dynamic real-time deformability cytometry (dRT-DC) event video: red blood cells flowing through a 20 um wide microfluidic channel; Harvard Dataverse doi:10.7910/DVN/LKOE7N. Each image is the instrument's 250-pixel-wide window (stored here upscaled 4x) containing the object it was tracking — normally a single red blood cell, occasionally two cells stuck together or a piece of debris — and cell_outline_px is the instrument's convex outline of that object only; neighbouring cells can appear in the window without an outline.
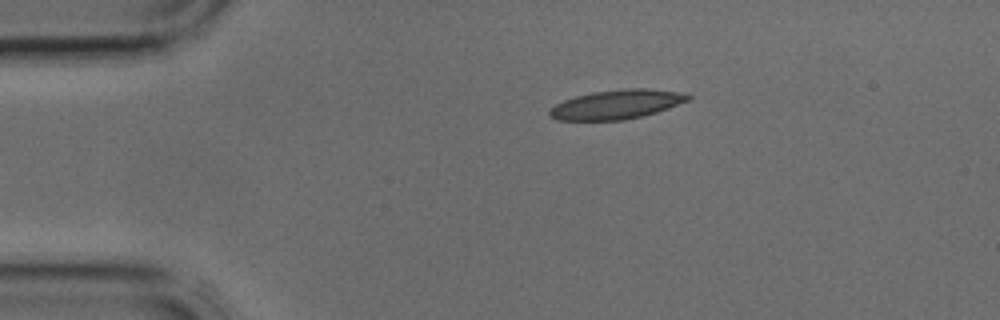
{"species": "common noctule bat (a hibernating species)", "species_latin": "Nyctalus noctula", "temperature_condition": "cold", "stored_images_in_passage": 3, "camera_frame_rate_fps": 3000, "um_per_image_px": 0.085, "animal": {"sex": "male", "body_mass_g": 17.9, "forearm_length_mm": 54.2}, "frame": {"image": 1, "passage_image": 3, "time_ms": 0.667, "image_size_px": [1000, 320], "cell_outline_px": [[692, 100], [644, 116], [624, 120], [556, 120], [548, 116], [548, 112], [556, 104], [564, 100], [576, 96], [592, 92], [624, 88], [648, 88], [688, 92], [692, 96]], "centroid_in_image_um": [52.5, 8.86], "position_along_channel_um": 32.5, "area_um2": 23.99}}